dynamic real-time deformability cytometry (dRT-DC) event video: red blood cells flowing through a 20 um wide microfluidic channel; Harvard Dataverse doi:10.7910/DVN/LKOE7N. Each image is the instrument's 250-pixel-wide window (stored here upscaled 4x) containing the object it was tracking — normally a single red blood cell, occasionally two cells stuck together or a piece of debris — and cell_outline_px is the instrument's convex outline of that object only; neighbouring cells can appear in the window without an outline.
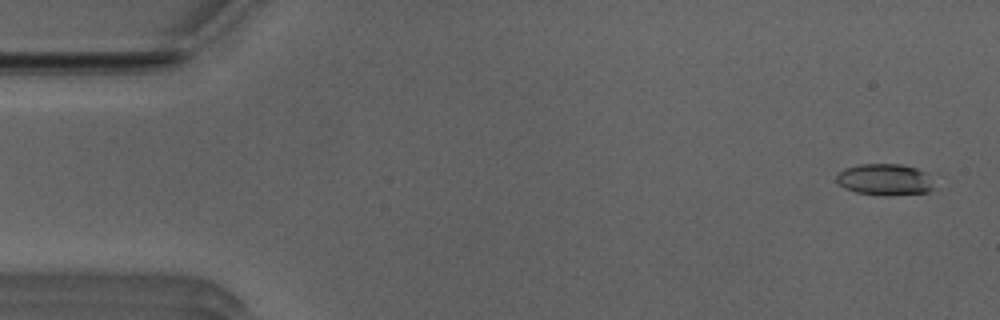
{"species": "Egyptian fruit bat (a non-hibernating species)", "species_latin": "Rousettus aegyptiacus", "temperature_condition": "room temperature", "stored_images_in_passage": 46, "camera_frame_rate_fps": 3000, "um_per_image_px": 0.085, "animal": {"sex": "male"}, "frame": {"image": 1, "passage_image": 2, "time_ms": 0.333, "image_size_px": [1000, 320], "cell_outline_px": [[932, 188], [928, 192], [856, 192], [844, 188], [836, 180], [836, 176], [844, 168], [860, 164], [900, 164], [916, 168], [928, 172]], "centroid_in_image_um": [75.17, 15.19], "position_along_channel_um": 9.8, "area_um2": 16.82}}
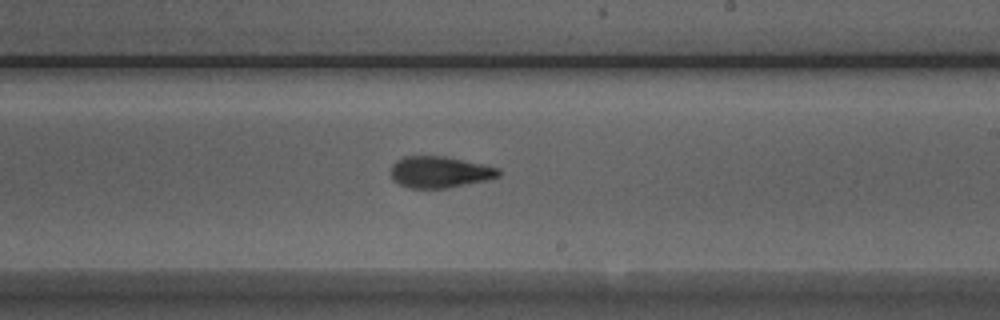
{"frame": {"image": 2, "passage_image": 30, "time_ms": 9.667, "image_size_px": [1000, 320], "cell_outline_px": [[500, 176], [492, 180], [448, 188], [408, 188], [392, 180], [392, 164], [396, 160], [404, 156], [444, 156], [500, 168]], "centroid_in_image_um": [37.41, 14.64], "position_along_channel_um": 251.6, "area_um2": 19.94}}
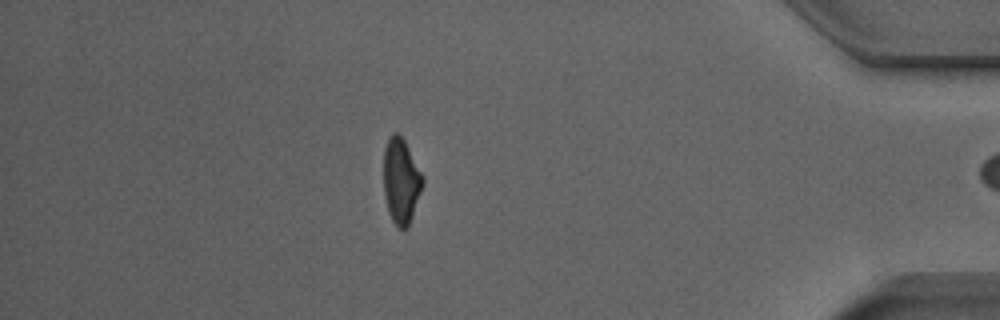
{"frame": {"image": 3, "passage_image": 45, "time_ms": 14.667, "image_size_px": [1000, 320], "cell_outline_px": [[424, 184], [408, 228], [400, 228], [392, 220], [388, 212], [384, 192], [384, 148], [392, 132], [396, 132], [404, 140], [424, 176]], "centroid_in_image_um": [34.1, 15.38], "position_along_channel_um": 401.1, "area_um2": 19.42}, "authors_computed_cell_mechanics": {"area_um2": 19.5942, "velocity_mm_per_s": 3.922, "shape_relaxation_time_tau1_ms": 5.0783, "shape_relaxation_time_tau2_ms": 2.0963, "deformation_change_tau1": 0.1495, "deformation_change_tau2": 0.0958}}